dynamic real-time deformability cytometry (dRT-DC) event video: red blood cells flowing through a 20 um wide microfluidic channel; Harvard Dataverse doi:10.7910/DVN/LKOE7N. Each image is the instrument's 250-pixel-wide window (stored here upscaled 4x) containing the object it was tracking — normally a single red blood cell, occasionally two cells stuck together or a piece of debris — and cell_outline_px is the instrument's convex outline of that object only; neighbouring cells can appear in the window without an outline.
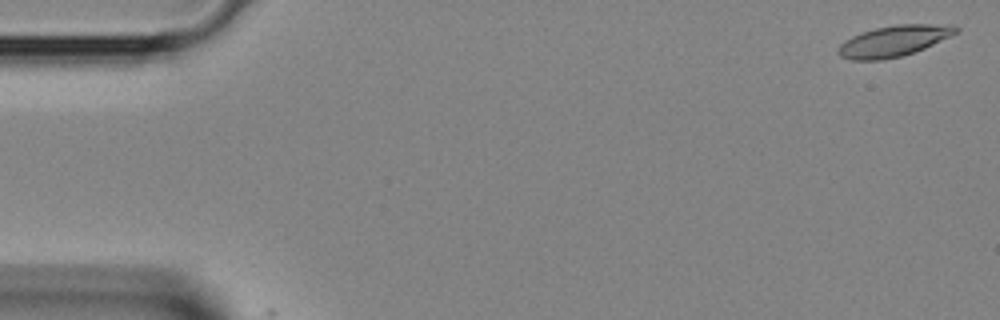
{"species": "Egyptian fruit bat (a non-hibernating species)", "species_latin": "Rousettus aegyptiacus", "temperature_condition": "room temperature", "stored_images_in_passage": 3, "camera_frame_rate_fps": 3000, "um_per_image_px": 0.085, "animal": {"sex": "female"}, "frame": {"image": 1, "passage_image": 1, "time_ms": 0.0, "image_size_px": [1000, 320], "cell_outline_px": [[960, 32], [924, 48], [900, 56], [880, 60], [852, 60], [840, 56], [836, 52], [836, 48], [844, 40], [860, 32], [876, 28], [896, 24], [956, 24], [960, 28]], "centroid_in_image_um": [75.98, 3.46], "position_along_channel_um": 9.0, "area_um2": 21.44}}